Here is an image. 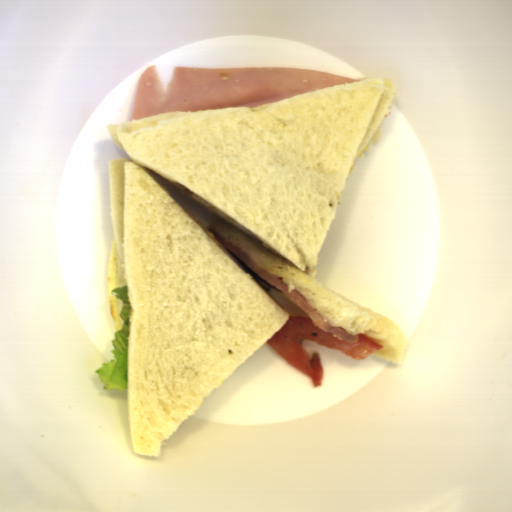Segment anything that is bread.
<instances>
[{
    "label": "bread",
    "instance_id": "obj_1",
    "mask_svg": "<svg viewBox=\"0 0 512 512\" xmlns=\"http://www.w3.org/2000/svg\"><path fill=\"white\" fill-rule=\"evenodd\" d=\"M256 107L106 124L130 158L107 161L118 286L128 287L127 395L133 453L160 457L204 399L309 317L216 239L297 290L333 327L402 364L409 341L389 317L330 289L312 269L347 177L379 145L395 83L377 76ZM146 168L219 219L204 228ZM311 319V318H310Z\"/></svg>",
    "mask_w": 512,
    "mask_h": 512
}]
</instances>
